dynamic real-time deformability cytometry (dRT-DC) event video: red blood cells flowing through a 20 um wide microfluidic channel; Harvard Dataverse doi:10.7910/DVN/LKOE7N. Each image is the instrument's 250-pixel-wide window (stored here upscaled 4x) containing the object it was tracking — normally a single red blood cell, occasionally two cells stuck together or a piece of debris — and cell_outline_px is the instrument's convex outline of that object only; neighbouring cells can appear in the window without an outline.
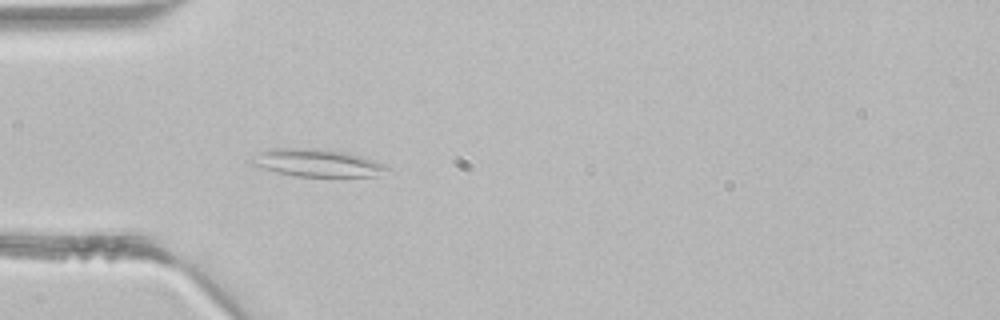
{"species": "common noctule bat (a hibernating species)", "species_latin": "Nyctalus noctula", "temperature_condition": "room temperature", "stored_images_in_passage": 3, "camera_frame_rate_fps": 3000, "um_per_image_px": 0.085, "animal": {"sex": "male", "body_mass_g": 21.5, "forearm_length_mm": 52.0}, "frame": {"image": 1, "passage_image": 3, "time_ms": 0.667, "image_size_px": [1000, 320], "cell_outline_px": [[392, 168], [376, 176], [296, 176], [248, 164], [248, 160], [260, 152], [268, 148], [316, 148], [348, 152], [388, 164]], "centroid_in_image_um": [26.98, 13.83], "position_along_channel_um": 58.0, "area_um2": 21.91}}